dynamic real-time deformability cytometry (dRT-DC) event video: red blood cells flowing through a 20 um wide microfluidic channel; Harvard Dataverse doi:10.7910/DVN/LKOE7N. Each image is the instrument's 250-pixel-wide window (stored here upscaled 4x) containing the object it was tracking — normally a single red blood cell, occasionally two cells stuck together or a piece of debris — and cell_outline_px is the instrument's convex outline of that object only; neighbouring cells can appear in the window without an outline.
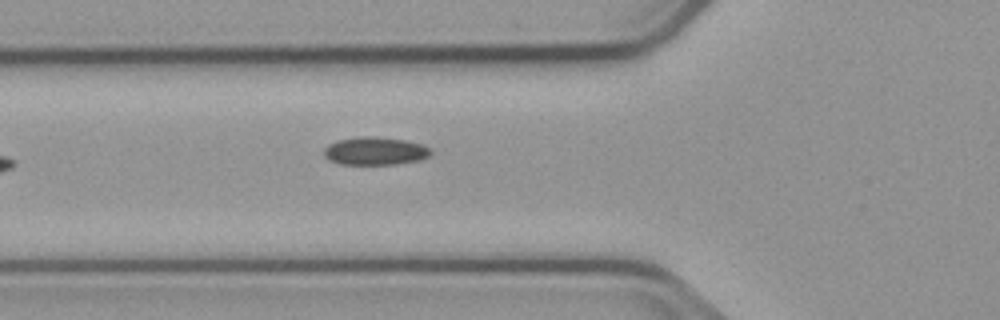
{"species": "common noctule bat (a hibernating species)", "species_latin": "Nyctalus noctula", "temperature_condition": "cold", "stored_images_in_passage": 6, "camera_frame_rate_fps": 3000, "um_per_image_px": 0.085, "animal": {"sex": "male", "body_mass_g": 23.1, "forearm_length_mm": 52.7}, "frame": {"image": 1, "passage_image": 6, "time_ms": 7.0, "image_size_px": [1000, 320], "cell_outline_px": [[432, 152], [428, 156], [420, 160], [396, 164], [340, 164], [328, 160], [324, 156], [324, 148], [328, 144], [336, 140], [360, 136], [376, 136], [404, 140], [420, 144], [428, 148]], "centroid_in_image_um": [31.83, 12.83], "position_along_channel_um": 94.0, "area_um2": 17.46}}